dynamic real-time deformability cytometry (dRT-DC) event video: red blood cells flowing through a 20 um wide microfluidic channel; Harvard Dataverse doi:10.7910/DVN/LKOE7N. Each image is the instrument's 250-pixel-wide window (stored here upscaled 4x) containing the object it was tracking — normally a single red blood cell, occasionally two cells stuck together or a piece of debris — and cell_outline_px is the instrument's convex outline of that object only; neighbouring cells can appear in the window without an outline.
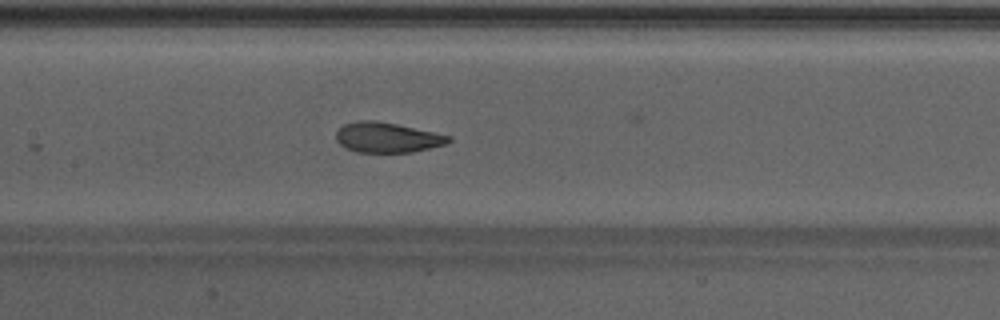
{"species": "Egyptian fruit bat (a non-hibernating species)", "species_latin": "Rousettus aegyptiacus", "temperature_condition": "warm", "stored_images_in_passage": 19, "camera_frame_rate_fps": 3000, "um_per_image_px": 0.085, "animal": {"sex": "male"}, "frame": {"image": 1, "passage_image": 13, "time_ms": 4.0, "image_size_px": [1000, 320], "cell_outline_px": [[452, 140], [444, 144], [412, 152], [356, 152], [344, 148], [336, 140], [336, 132], [344, 124], [356, 120], [376, 120], [396, 124], [452, 136]], "centroid_in_image_um": [32.87, 11.68], "position_along_channel_um": 174.5, "area_um2": 19.71}}
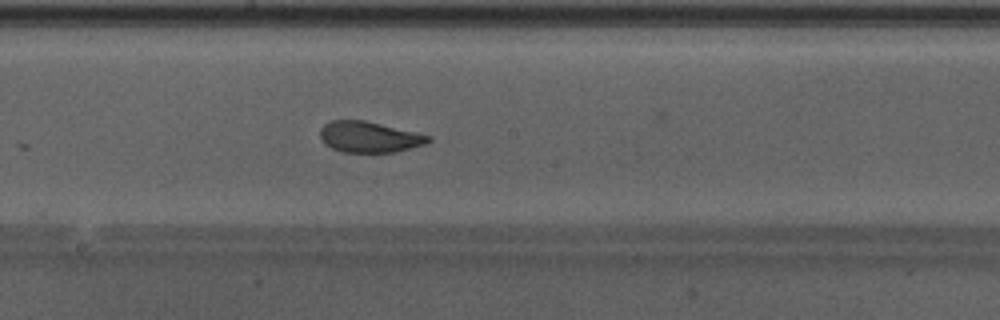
{"frame": {"image": 2, "passage_image": 16, "time_ms": 5.0, "image_size_px": [1000, 320], "cell_outline_px": [[432, 140], [424, 144], [396, 152], [344, 152], [332, 148], [324, 144], [320, 136], [320, 128], [324, 124], [332, 120], [364, 120], [416, 132], [432, 136]], "centroid_in_image_um": [31.38, 11.64], "position_along_channel_um": 216.8, "area_um2": 19.48}}